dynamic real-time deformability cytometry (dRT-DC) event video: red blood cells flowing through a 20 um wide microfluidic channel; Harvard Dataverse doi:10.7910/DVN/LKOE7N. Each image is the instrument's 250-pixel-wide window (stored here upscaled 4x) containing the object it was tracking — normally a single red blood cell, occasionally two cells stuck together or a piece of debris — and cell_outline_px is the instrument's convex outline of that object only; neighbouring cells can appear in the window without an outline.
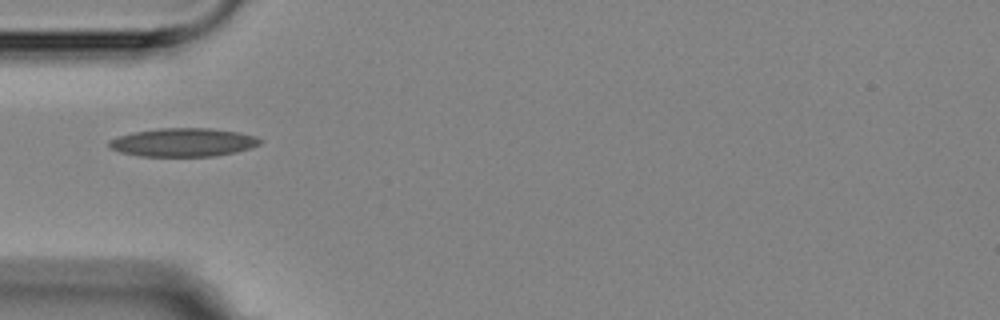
{"species": "Egyptian fruit bat (a non-hibernating species)", "species_latin": "Rousettus aegyptiacus", "temperature_condition": "room temperature", "stored_images_in_passage": 12, "camera_frame_rate_fps": 3000, "um_per_image_px": 0.085, "animal": {"sex": "female"}, "frame": {"image": 1, "passage_image": 1, "time_ms": 0.0, "image_size_px": [1000, 320], "cell_outline_px": [[264, 140], [260, 144], [236, 152], [216, 156], [140, 156], [120, 152], [108, 148], [108, 140], [116, 136], [132, 132], [160, 128], [212, 128], [240, 132], [256, 136]], "centroid_in_image_um": [15.55, 12.09], "position_along_channel_um": 69.4, "area_um2": 25.32}}
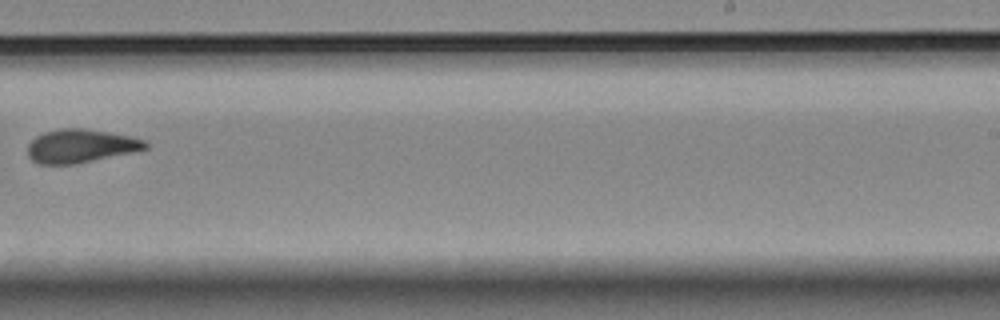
{"frame": {"image": 2, "passage_image": 6, "time_ms": 6.0, "image_size_px": [1000, 320], "cell_outline_px": [[148, 148], [136, 152], [76, 164], [40, 164], [32, 160], [28, 156], [28, 144], [36, 136], [44, 132], [60, 128], [80, 128], [108, 132], [128, 136], [144, 140], [148, 144]], "centroid_in_image_um": [6.86, 12.42], "position_along_channel_um": 282.1, "area_um2": 23.0}}
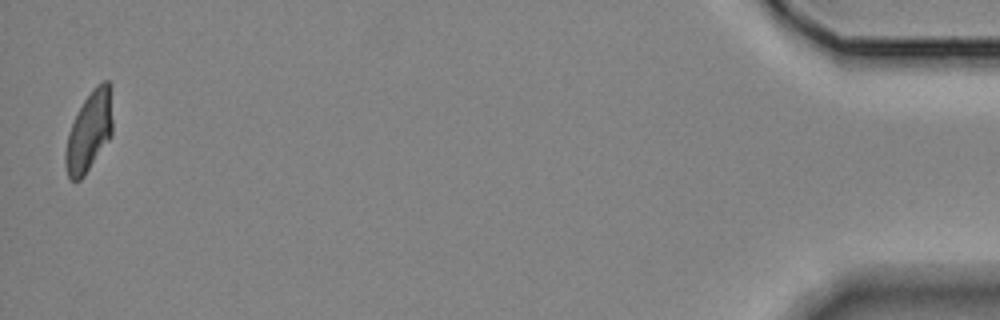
{"frame": {"image": 3, "passage_image": 12, "time_ms": 12.667, "image_size_px": [1000, 320], "cell_outline_px": [[112, 136], [84, 176], [80, 180], [72, 180], [68, 176], [64, 164], [64, 152], [68, 132], [84, 100], [104, 80], [108, 80], [112, 84]], "centroid_in_image_um": [7.6, 11.2], "position_along_channel_um": 427.6, "area_um2": 21.96}, "authors_computed_cell_mechanics": {"area_um2": 22.8599, "velocity_mm_per_s": 3.5399, "shape_relaxation_time_tau1_ms": 7.0565, "shape_relaxation_time_tau2_ms": 1.6244, "deformation_change_tau1": 0.1732, "deformation_change_tau2": 0.0659}}